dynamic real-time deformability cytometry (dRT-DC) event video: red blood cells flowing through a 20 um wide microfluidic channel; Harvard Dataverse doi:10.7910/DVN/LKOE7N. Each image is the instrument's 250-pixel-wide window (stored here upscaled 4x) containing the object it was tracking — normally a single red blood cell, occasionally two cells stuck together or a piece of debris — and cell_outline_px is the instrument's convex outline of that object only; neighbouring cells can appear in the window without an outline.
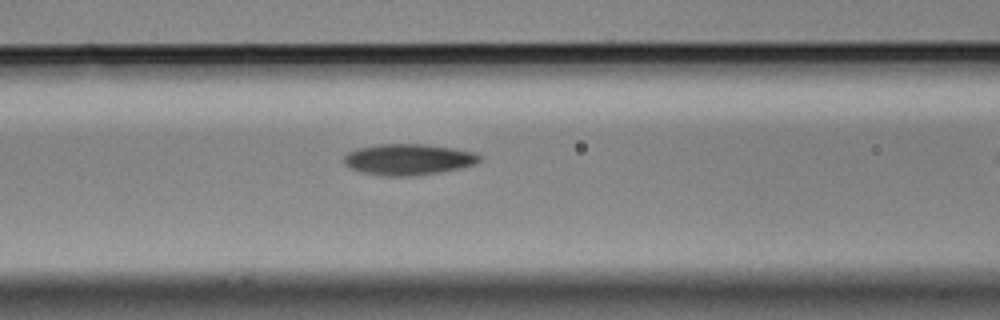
{"species": "Egyptian fruit bat (a non-hibernating species)", "species_latin": "Rousettus aegyptiacus", "temperature_condition": "cold", "stored_images_in_passage": 5, "camera_frame_rate_fps": 3000, "um_per_image_px": 0.085, "animal": {"sex": "male"}, "frame": {"image": 1, "passage_image": 4, "time_ms": 1.0, "image_size_px": [1000, 320], "cell_outline_px": [[480, 160], [476, 164], [460, 168], [440, 172], [412, 176], [384, 176], [364, 172], [348, 168], [344, 164], [344, 156], [348, 152], [360, 148], [380, 144], [428, 144], [476, 152], [480, 156]], "centroid_in_image_um": [34.72, 13.55], "position_along_channel_um": 131.9, "area_um2": 24.57}}